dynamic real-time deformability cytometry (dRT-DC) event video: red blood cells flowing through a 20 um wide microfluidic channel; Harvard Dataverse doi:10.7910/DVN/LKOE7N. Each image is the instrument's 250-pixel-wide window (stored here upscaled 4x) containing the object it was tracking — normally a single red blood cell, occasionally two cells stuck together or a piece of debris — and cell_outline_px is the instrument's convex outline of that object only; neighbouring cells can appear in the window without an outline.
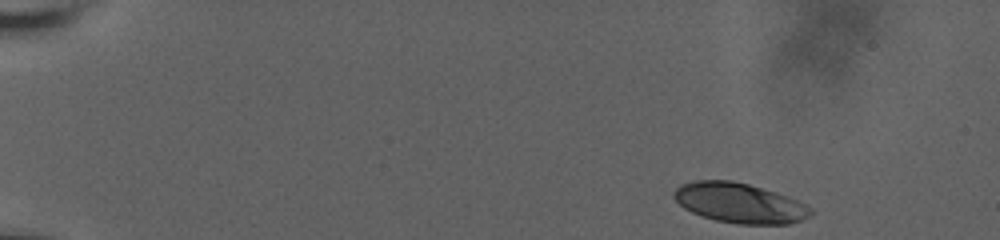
{"species": "human", "species_latin": "Homo sapiens", "temperature_condition": "room temperature", "stored_images_in_passage": 52, "camera_frame_rate_fps": 3000, "um_per_image_px": 0.085, "donor": {"sex": "male"}, "frame": {"image": 1, "passage_image": 1, "time_ms": 0.0, "image_size_px": [1000, 240], "cell_outline_px": [[812, 212], [808, 216], [800, 220], [788, 224], [740, 224], [716, 220], [700, 216], [684, 208], [672, 196], [672, 192], [680, 184], [696, 180], [732, 180], [748, 184], [776, 192], [796, 200], [812, 208]], "centroid_in_image_um": [62.81, 17.25], "position_along_channel_um": 22.2, "area_um2": 31.73}}
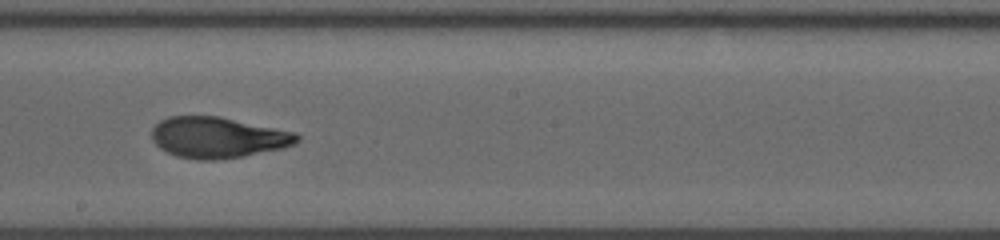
{"frame": {"image": 2, "passage_image": 29, "time_ms": 9.333, "image_size_px": [1000, 240], "cell_outline_px": [[300, 140], [296, 144], [284, 148], [244, 156], [216, 160], [196, 160], [176, 156], [160, 148], [152, 140], [152, 128], [160, 120], [168, 116], [220, 116], [296, 132], [300, 136]], "centroid_in_image_um": [18.54, 11.68], "position_along_channel_um": 229.7, "area_um2": 34.97}}
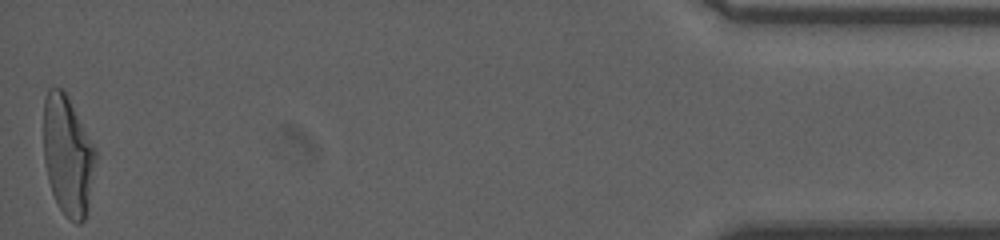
{"frame": {"image": 3, "passage_image": 52, "time_ms": 17.0, "image_size_px": [1000, 240], "cell_outline_px": [[96, 160], [88, 208], [84, 220], [80, 224], [76, 224], [68, 220], [64, 216], [52, 192], [48, 180], [44, 160], [44, 100], [48, 88], [60, 88], [64, 92], [92, 144], [96, 152]], "centroid_in_image_um": [5.75, 13.3], "position_along_channel_um": 429.5, "area_um2": 35.72}, "authors_computed_cell_mechanics": {"area_um2": 34.7089, "velocity_mm_per_s": 3.6767, "shape_relaxation_time_tau1_ms": 6.0969, "shape_relaxation_time_tau2_ms": 1.3548, "deformation_change_tau1": 0.224, "deformation_change_tau2": 0.0781}}